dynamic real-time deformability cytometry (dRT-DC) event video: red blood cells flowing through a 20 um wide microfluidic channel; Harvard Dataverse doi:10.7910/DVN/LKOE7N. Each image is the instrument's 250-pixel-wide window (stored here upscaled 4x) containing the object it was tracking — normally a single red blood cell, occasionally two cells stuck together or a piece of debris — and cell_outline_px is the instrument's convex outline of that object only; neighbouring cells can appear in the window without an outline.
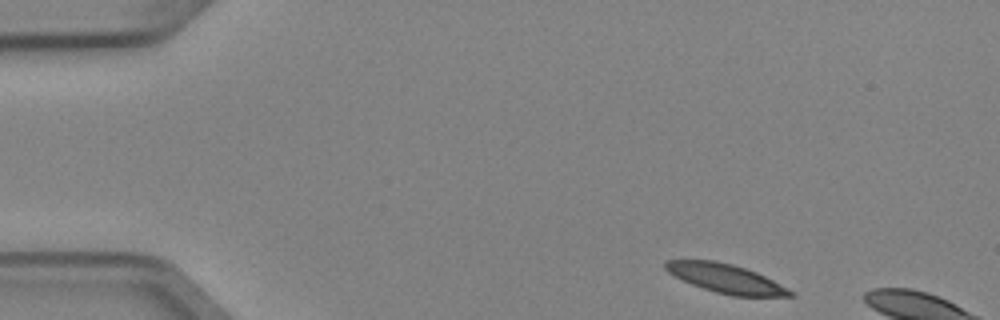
{"species": "Egyptian fruit bat (a non-hibernating species)", "species_latin": "Rousettus aegyptiacus", "temperature_condition": "cold", "stored_images_in_passage": 3, "camera_frame_rate_fps": 3000, "um_per_image_px": 0.085, "animal": {"sex": "female"}, "frame": {"image": 1, "passage_image": 1, "time_ms": 0.0, "image_size_px": [1000, 320], "cell_outline_px": [[796, 296], [732, 296], [716, 292], [692, 284], [668, 272], [664, 268], [664, 260], [716, 260], [732, 264], [756, 272], [788, 288]], "centroid_in_image_um": [61.68, 23.66], "position_along_channel_um": 23.3, "area_um2": 20.75}}